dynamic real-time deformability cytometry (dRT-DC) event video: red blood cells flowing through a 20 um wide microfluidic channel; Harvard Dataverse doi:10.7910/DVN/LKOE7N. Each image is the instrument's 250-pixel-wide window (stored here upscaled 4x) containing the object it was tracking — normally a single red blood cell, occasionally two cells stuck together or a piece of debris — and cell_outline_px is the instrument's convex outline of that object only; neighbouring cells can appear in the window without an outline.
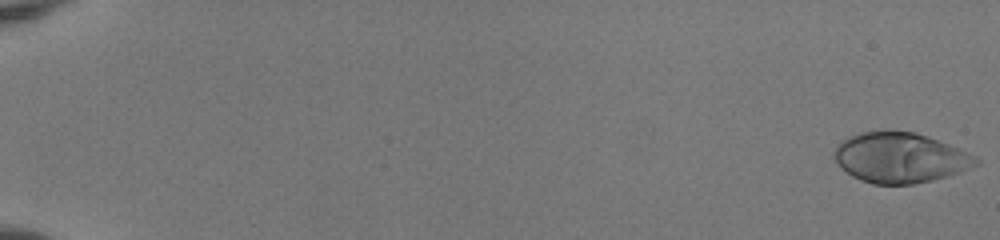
{"species": "human", "species_latin": "Homo sapiens", "temperature_condition": "room temperature", "stored_images_in_passage": 53, "camera_frame_rate_fps": 3000, "um_per_image_px": 0.085, "donor": {"sex": "female"}, "frame": {"image": 1, "passage_image": 1, "time_ms": 0.0, "image_size_px": [1000, 240], "cell_outline_px": [[980, 164], [960, 172], [932, 180], [916, 184], [872, 184], [860, 180], [852, 176], [840, 168], [832, 156], [836, 144], [840, 140], [848, 136], [860, 132], [912, 132], [928, 136], [948, 144], [976, 156], [980, 160]], "centroid_in_image_um": [76.47, 13.42], "position_along_channel_um": 8.5, "area_um2": 41.5}}
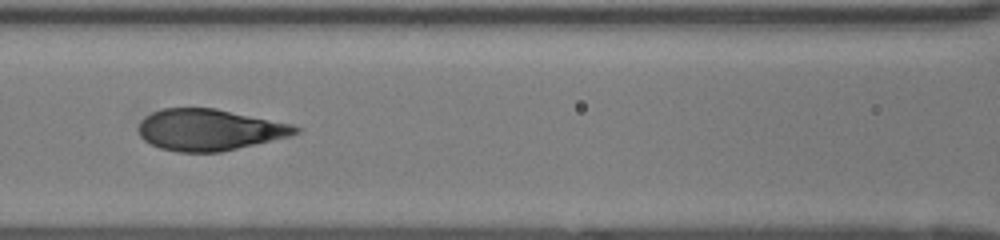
{"frame": {"image": 2, "passage_image": 27, "time_ms": 8.667, "image_size_px": [1000, 240], "cell_outline_px": [[304, 128], [300, 132], [292, 136], [220, 152], [176, 152], [160, 148], [144, 140], [140, 136], [140, 120], [144, 116], [152, 112], [164, 108], [216, 108], [292, 124]], "centroid_in_image_um": [17.83, 11.03], "position_along_channel_um": 148.8, "area_um2": 37.97}}
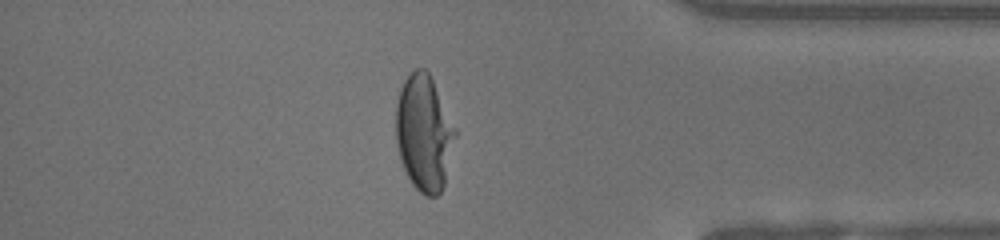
{"frame": {"image": 3, "passage_image": 47, "time_ms": 15.333, "image_size_px": [1000, 240], "cell_outline_px": [[456, 136], [444, 184], [440, 192], [436, 196], [424, 196], [412, 184], [404, 168], [400, 156], [396, 140], [396, 104], [400, 88], [404, 80], [416, 68], [424, 68], [428, 72], [432, 80], [456, 132]], "centroid_in_image_um": [36.02, 11.32], "position_along_channel_um": 399.2, "area_um2": 39.36}, "authors_computed_cell_mechanics": {"area_um2": 38.9572, "velocity_mm_per_s": 4.0205, "shape_relaxation_time_tau1_ms": 4.4604, "shape_relaxation_time_tau2_ms": null, "deformation_change_tau1": 0.2593, "deformation_change_tau2": null}}